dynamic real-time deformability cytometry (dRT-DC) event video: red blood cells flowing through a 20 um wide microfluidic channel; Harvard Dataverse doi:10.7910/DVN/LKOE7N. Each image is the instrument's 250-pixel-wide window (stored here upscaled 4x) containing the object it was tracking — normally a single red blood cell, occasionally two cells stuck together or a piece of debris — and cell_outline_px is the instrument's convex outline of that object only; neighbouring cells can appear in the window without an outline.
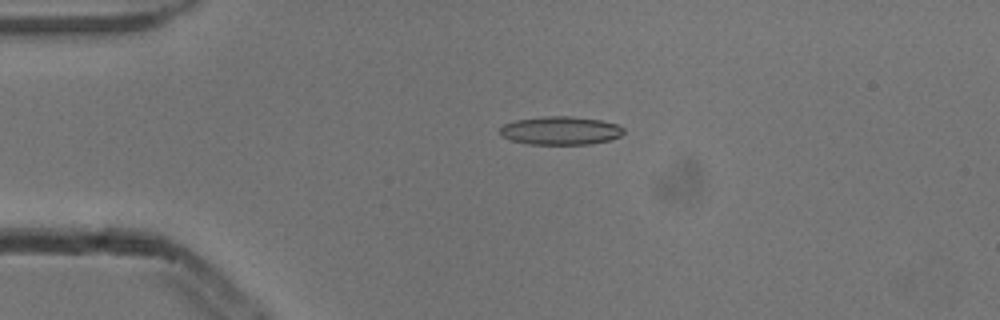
{"species": "common noctule bat (a hibernating species)", "species_latin": "Nyctalus noctula", "temperature_condition": "cold", "stored_images_in_passage": 5, "camera_frame_rate_fps": 3000, "um_per_image_px": 0.085, "animal": {"sex": "male", "body_mass_g": 13.3}, "frame": {"image": 1, "passage_image": 4, "time_ms": 1.0, "image_size_px": [1000, 320], "cell_outline_px": [[624, 132], [620, 136], [612, 140], [588, 144], [528, 144], [512, 140], [500, 136], [500, 128], [504, 124], [516, 120], [548, 116], [572, 116], [600, 120], [616, 124], [624, 128]], "centroid_in_image_um": [47.65, 11.1], "position_along_channel_um": 37.3, "area_um2": 20.4}}